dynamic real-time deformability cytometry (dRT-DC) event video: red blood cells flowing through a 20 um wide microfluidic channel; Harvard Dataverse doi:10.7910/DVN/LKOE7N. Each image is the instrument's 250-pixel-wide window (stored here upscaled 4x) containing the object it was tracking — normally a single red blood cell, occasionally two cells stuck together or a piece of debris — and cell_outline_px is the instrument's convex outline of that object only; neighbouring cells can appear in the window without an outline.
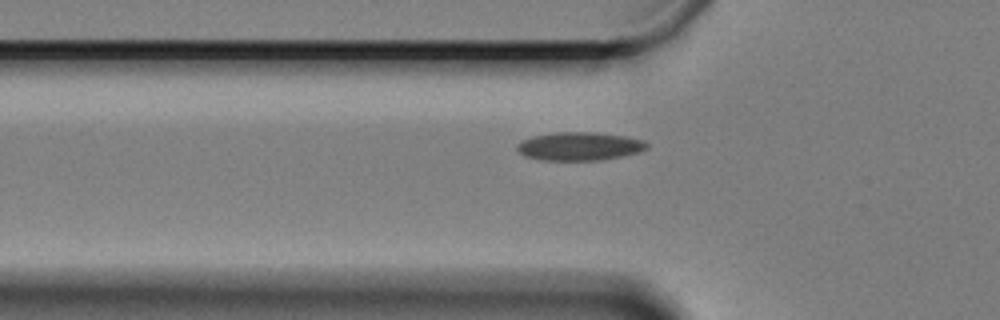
{"species": "Egyptian fruit bat (a non-hibernating species)", "species_latin": "Rousettus aegyptiacus", "temperature_condition": "cold", "stored_images_in_passage": 45, "camera_frame_rate_fps": 3000, "um_per_image_px": 0.085, "animal": {"sex": "female"}, "frame": {"image": 1, "passage_image": 7, "time_ms": 2.0, "image_size_px": [1000, 320], "cell_outline_px": [[648, 148], [640, 152], [624, 156], [600, 160], [540, 160], [524, 156], [516, 148], [516, 144], [520, 140], [532, 136], [556, 132], [592, 132], [624, 136], [644, 140], [648, 144]], "centroid_in_image_um": [49.24, 12.43], "position_along_channel_um": 76.6, "area_um2": 21.62}}
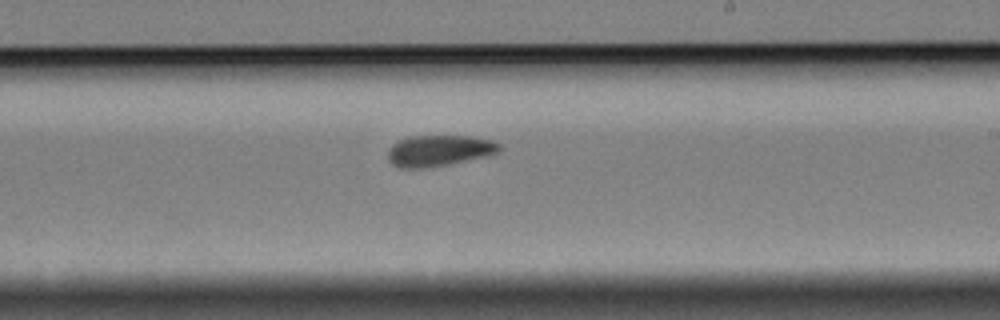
{"frame": {"image": 2, "passage_image": 23, "time_ms": 7.333, "image_size_px": [1000, 320], "cell_outline_px": [[500, 148], [496, 152], [488, 156], [448, 164], [424, 168], [400, 168], [392, 164], [388, 160], [388, 152], [392, 144], [408, 136], [472, 136], [492, 140], [500, 144]], "centroid_in_image_um": [37.3, 12.8], "position_along_channel_um": 251.7, "area_um2": 20.17}}
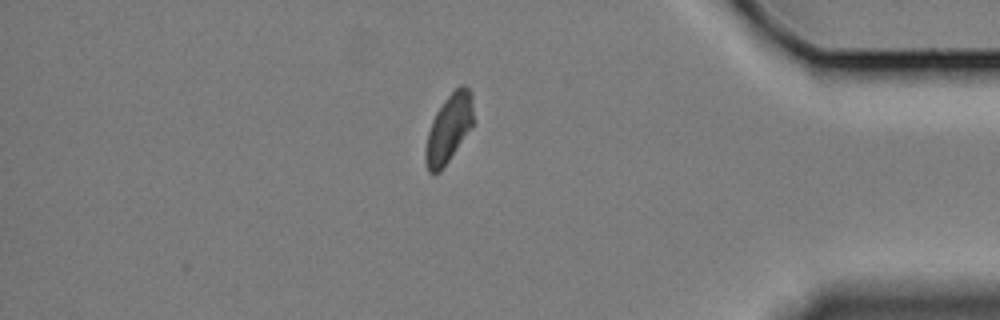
{"frame": {"image": 3, "passage_image": 39, "time_ms": 12.667, "image_size_px": [1000, 320], "cell_outline_px": [[472, 128], [440, 172], [428, 172], [424, 156], [424, 152], [428, 132], [432, 120], [436, 112], [444, 100], [460, 84], [464, 84], [472, 92]], "centroid_in_image_um": [38.14, 10.91], "position_along_channel_um": 397.1, "area_um2": 18.96}}